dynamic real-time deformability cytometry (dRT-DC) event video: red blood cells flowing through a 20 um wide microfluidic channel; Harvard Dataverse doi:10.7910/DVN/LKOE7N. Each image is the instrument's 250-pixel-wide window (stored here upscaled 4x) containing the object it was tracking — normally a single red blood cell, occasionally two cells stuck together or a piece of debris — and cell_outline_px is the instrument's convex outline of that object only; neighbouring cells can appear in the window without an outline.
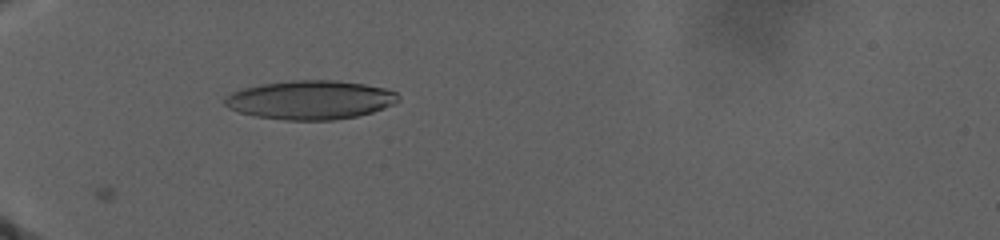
{"species": "human", "species_latin": "Homo sapiens", "temperature_condition": "warm", "stored_images_in_passage": 53, "camera_frame_rate_fps": 3000, "um_per_image_px": 0.085, "donor": {"sex": "male"}, "frame": {"image": 1, "passage_image": 52, "time_ms": 12.667, "image_size_px": [1000, 240], "cell_outline_px": [[400, 100], [384, 108], [372, 112], [356, 116], [332, 120], [284, 120], [256, 116], [240, 112], [228, 108], [224, 104], [224, 96], [240, 88], [260, 84], [292, 80], [336, 80], [364, 84], [384, 88], [396, 92], [400, 96]], "centroid_in_image_um": [26.35, 8.48], "position_along_channel_um": 58.6, "area_um2": 39.48}}